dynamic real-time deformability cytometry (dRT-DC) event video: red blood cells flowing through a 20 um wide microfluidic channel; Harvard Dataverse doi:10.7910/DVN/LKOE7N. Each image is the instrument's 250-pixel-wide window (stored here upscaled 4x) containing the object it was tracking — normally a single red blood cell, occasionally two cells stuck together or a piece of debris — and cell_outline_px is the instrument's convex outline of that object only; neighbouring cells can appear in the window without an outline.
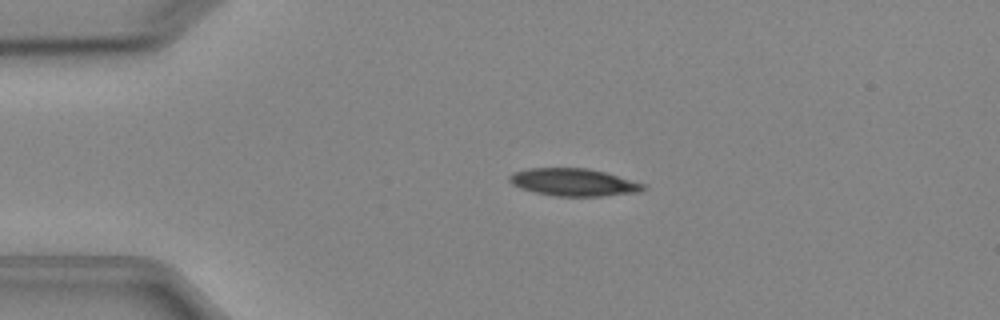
{"species": "Egyptian fruit bat (a non-hibernating species)", "species_latin": "Rousettus aegyptiacus", "temperature_condition": "cold", "stored_images_in_passage": 4, "camera_frame_rate_fps": 3000, "um_per_image_px": 0.085, "animal": {"sex": "female"}, "frame": {"image": 1, "passage_image": 3, "time_ms": 3.0, "image_size_px": [1000, 320], "cell_outline_px": [[648, 188], [640, 192], [600, 196], [556, 196], [536, 192], [520, 188], [512, 184], [508, 180], [508, 176], [512, 172], [528, 168], [588, 168], [604, 172], [648, 184]], "centroid_in_image_um": [48.79, 15.49], "position_along_channel_um": 36.2, "area_um2": 21.62}}